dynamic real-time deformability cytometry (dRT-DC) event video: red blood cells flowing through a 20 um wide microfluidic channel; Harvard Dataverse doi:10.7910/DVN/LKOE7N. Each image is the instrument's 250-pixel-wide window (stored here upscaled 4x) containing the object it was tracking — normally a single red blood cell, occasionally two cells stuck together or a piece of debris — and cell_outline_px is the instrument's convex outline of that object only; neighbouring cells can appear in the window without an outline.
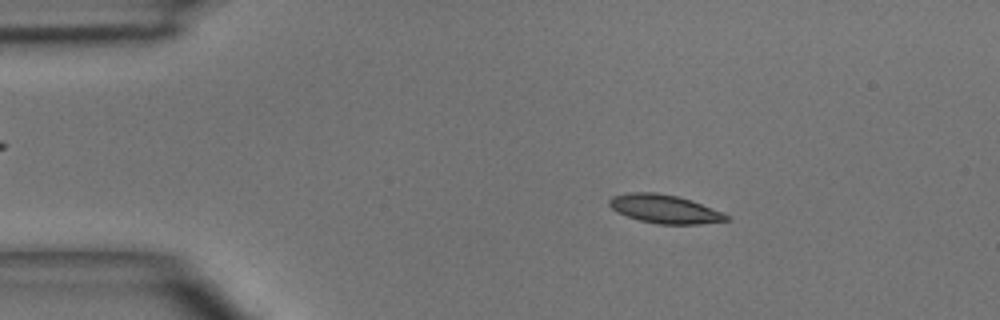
{"species": "common noctule bat (a hibernating species)", "species_latin": "Nyctalus noctula", "temperature_condition": "room temperature", "stored_images_in_passage": 5, "camera_frame_rate_fps": 3000, "um_per_image_px": 0.085, "animal": {"sex": "male", "body_mass_g": 15.6}, "frame": {"image": 1, "passage_image": 1, "time_ms": 0.0, "image_size_px": [1000, 320], "cell_outline_px": [[732, 220], [700, 224], [656, 224], [640, 220], [616, 212], [608, 204], [608, 200], [612, 196], [628, 192], [656, 192], [676, 196], [692, 200], [724, 212], [732, 216]], "centroid_in_image_um": [56.54, 17.76], "position_along_channel_um": 28.5, "area_um2": 19.77}}
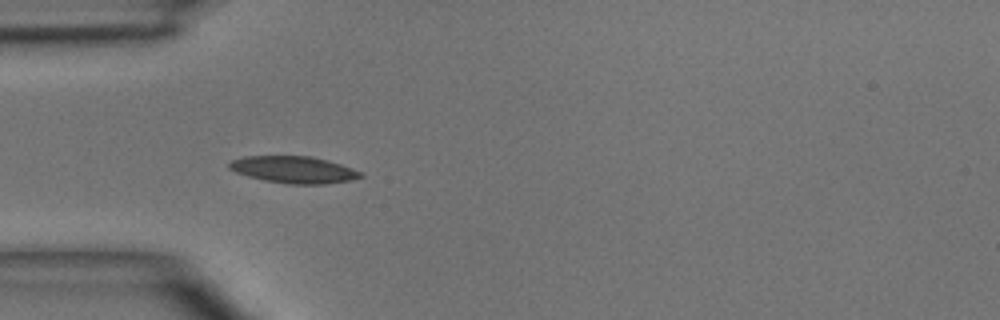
{"frame": {"image": 2, "passage_image": 3, "time_ms": 2.0, "image_size_px": [1000, 320], "cell_outline_px": [[364, 176], [348, 180], [324, 184], [288, 184], [264, 180], [248, 176], [236, 172], [228, 168], [228, 164], [232, 160], [244, 156], [312, 156], [328, 160], [364, 172]], "centroid_in_image_um": [24.97, 14.42], "position_along_channel_um": 60.0, "area_um2": 20.58}}